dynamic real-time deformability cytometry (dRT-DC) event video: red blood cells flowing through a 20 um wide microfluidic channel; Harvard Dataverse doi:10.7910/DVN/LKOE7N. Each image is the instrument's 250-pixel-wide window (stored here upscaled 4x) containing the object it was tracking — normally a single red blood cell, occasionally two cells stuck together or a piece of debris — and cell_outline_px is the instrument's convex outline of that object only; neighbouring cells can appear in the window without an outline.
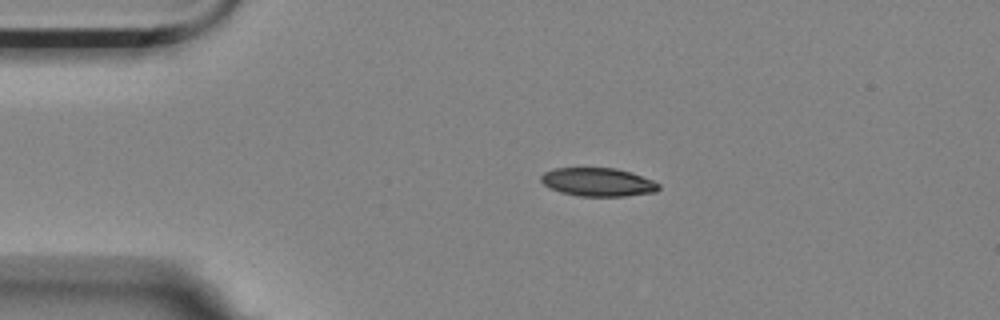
{"species": "Egyptian fruit bat (a non-hibernating species)", "species_latin": "Rousettus aegyptiacus", "temperature_condition": "room temperature", "stored_images_in_passage": 2, "camera_frame_rate_fps": 3000, "um_per_image_px": 0.085, "animal": {"sex": "female"}, "frame": {"image": 1, "passage_image": 1, "time_ms": 0.0, "image_size_px": [1000, 320], "cell_outline_px": [[660, 188], [656, 192], [624, 196], [580, 196], [560, 192], [544, 184], [540, 180], [540, 176], [544, 172], [552, 168], [616, 168], [632, 172], [652, 180], [660, 184]], "centroid_in_image_um": [50.83, 15.47], "position_along_channel_um": 34.2, "area_um2": 19.54}}